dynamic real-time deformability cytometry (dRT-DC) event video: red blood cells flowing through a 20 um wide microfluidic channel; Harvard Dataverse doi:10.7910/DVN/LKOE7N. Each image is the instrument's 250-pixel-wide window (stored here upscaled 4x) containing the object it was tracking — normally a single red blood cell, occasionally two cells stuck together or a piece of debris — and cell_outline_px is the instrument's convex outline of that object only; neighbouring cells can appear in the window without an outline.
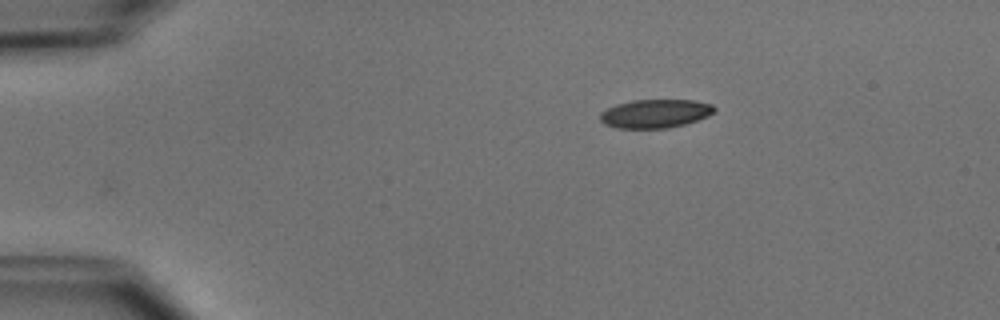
{"species": "common noctule bat (a hibernating species)", "species_latin": "Nyctalus noctula", "temperature_condition": "cold", "stored_images_in_passage": 41, "camera_frame_rate_fps": 3000, "um_per_image_px": 0.085, "animal": {"sex": "male", "body_mass_g": 15.6}, "frame": {"image": 1, "passage_image": 1, "time_ms": 0.0, "image_size_px": [1000, 320], "cell_outline_px": [[716, 112], [708, 116], [684, 124], [668, 128], [616, 128], [604, 124], [600, 120], [600, 112], [616, 104], [632, 100], [696, 100], [712, 104], [716, 108]], "centroid_in_image_um": [55.7, 9.65], "position_along_channel_um": 29.3, "area_um2": 19.13}}
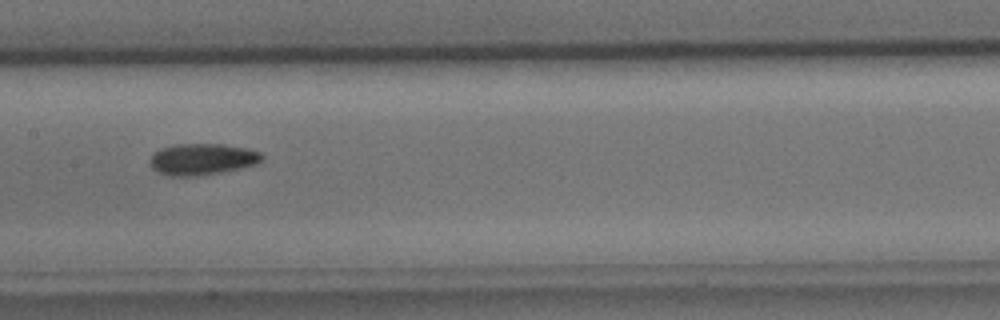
{"frame": {"image": 2, "passage_image": 18, "time_ms": 5.667, "image_size_px": [1000, 320], "cell_outline_px": [[264, 160], [256, 164], [240, 168], [220, 172], [196, 176], [168, 176], [156, 172], [148, 164], [148, 160], [152, 152], [160, 148], [172, 144], [224, 144], [248, 148], [260, 152], [264, 156]], "centroid_in_image_um": [17.13, 13.52], "position_along_channel_um": 190.3, "area_um2": 20.98}}
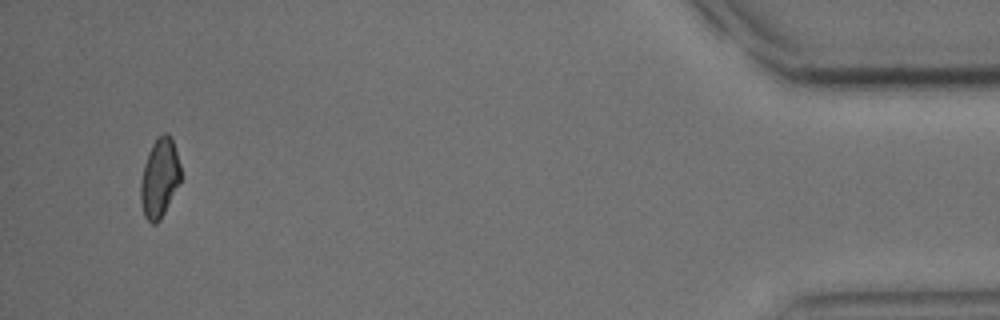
{"frame": {"image": 3, "passage_image": 41, "time_ms": 13.333, "image_size_px": [1000, 320], "cell_outline_px": [[180, 180], [160, 220], [156, 224], [152, 224], [144, 216], [140, 200], [140, 180], [144, 164], [148, 152], [156, 136], [164, 132], [168, 132], [172, 140], [180, 164]], "centroid_in_image_um": [13.53, 15.1], "position_along_channel_um": 421.7, "area_um2": 18.38}, "authors_computed_cell_mechanics": {"area_um2": 19.9988, "velocity_mm_per_s": 3.9374, "shape_relaxation_time_tau1_ms": 3.9086, "shape_relaxation_time_tau2_ms": null, "deformation_change_tau1": 0.102, "deformation_change_tau2": null}}